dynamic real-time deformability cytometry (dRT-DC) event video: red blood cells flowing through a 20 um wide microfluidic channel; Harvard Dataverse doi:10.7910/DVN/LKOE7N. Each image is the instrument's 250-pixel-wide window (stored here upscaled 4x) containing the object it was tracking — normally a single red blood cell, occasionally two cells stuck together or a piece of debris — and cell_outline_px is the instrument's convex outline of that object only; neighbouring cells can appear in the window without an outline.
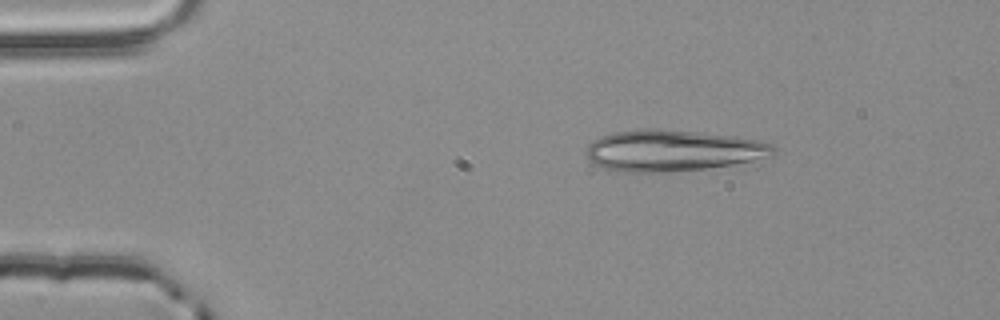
{"species": "common noctule bat (a hibernating species)", "species_latin": "Nyctalus noctula", "temperature_condition": "room temperature", "stored_images_in_passage": 3, "segment_of_instrument_passage": [1, 2], "camera_frame_rate_fps": 3000, "um_per_image_px": 0.085, "animal": {"sex": "male", "body_mass_g": 20.4}, "frame": {"image": 1, "passage_image": 1, "time_ms": 0.0, "image_size_px": [1000, 320], "cell_outline_px": [[776, 152], [772, 156], [732, 164], [704, 168], [664, 172], [616, 172], [600, 168], [592, 164], [588, 160], [588, 144], [592, 140], [600, 136], [612, 132], [640, 128], [660, 128], [736, 136], [760, 140], [772, 144], [776, 148]], "centroid_in_image_um": [57.13, 12.78], "position_along_channel_um": 27.9, "area_um2": 45.55}}